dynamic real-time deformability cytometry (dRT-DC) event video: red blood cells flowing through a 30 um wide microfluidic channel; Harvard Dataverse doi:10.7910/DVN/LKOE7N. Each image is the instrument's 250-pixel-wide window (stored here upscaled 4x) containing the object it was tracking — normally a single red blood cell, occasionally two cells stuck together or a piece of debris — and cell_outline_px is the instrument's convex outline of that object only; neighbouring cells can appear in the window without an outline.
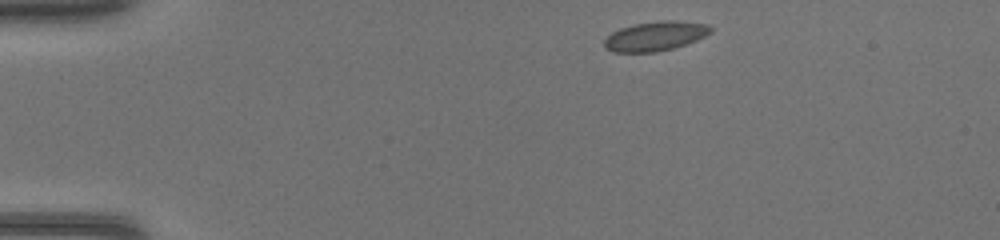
{"species": "common noctule bat (a hibernating species)", "species_latin": "Nyctalus noctula", "temperature_condition": "warm", "stored_images_in_passage": 39, "camera_frame_rate_fps": 3000, "um_per_image_px": 0.085, "animal": {"sex": "female", "body_mass_g": 17.0, "forearm_length_mm": 48.0}, "frame": {"image": 1, "passage_image": 1, "time_ms": 0.0, "image_size_px": [1000, 240], "cell_outline_px": [[712, 32], [696, 40], [672, 48], [656, 52], [612, 52], [604, 48], [604, 40], [612, 32], [620, 28], [632, 24], [660, 20], [676, 20], [708, 24], [712, 28]], "centroid_in_image_um": [55.68, 3.06], "position_along_channel_um": 29.3, "area_um2": 18.32}}
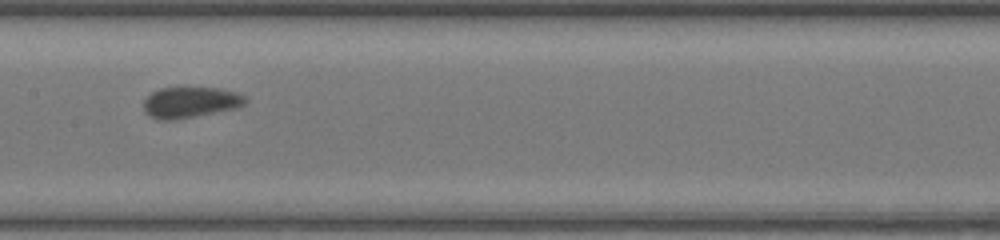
{"frame": {"image": 2, "passage_image": 17, "time_ms": 5.333, "image_size_px": [1000, 240], "cell_outline_px": [[248, 100], [240, 108], [176, 120], [156, 120], [148, 116], [144, 112], [144, 100], [152, 92], [160, 88], [220, 88], [236, 92], [244, 96]], "centroid_in_image_um": [16.18, 8.72], "position_along_channel_um": 191.2, "area_um2": 18.61}}
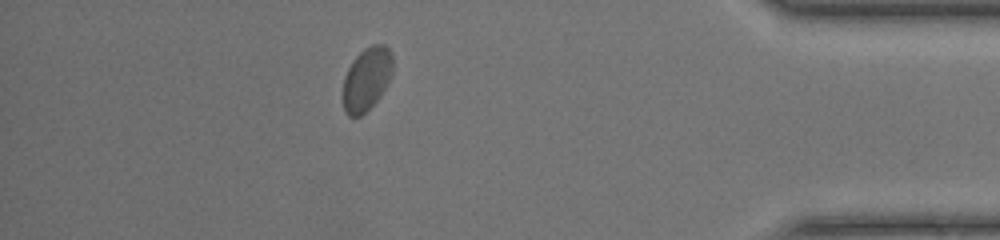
{"frame": {"image": 3, "passage_image": 34, "time_ms": 11.0, "image_size_px": [1000, 240], "cell_outline_px": [[392, 76], [380, 96], [360, 116], [348, 116], [344, 112], [344, 76], [352, 60], [364, 48], [372, 44], [384, 44], [392, 52]], "centroid_in_image_um": [31.18, 6.68], "position_along_channel_um": 404.0, "area_um2": 18.26}}